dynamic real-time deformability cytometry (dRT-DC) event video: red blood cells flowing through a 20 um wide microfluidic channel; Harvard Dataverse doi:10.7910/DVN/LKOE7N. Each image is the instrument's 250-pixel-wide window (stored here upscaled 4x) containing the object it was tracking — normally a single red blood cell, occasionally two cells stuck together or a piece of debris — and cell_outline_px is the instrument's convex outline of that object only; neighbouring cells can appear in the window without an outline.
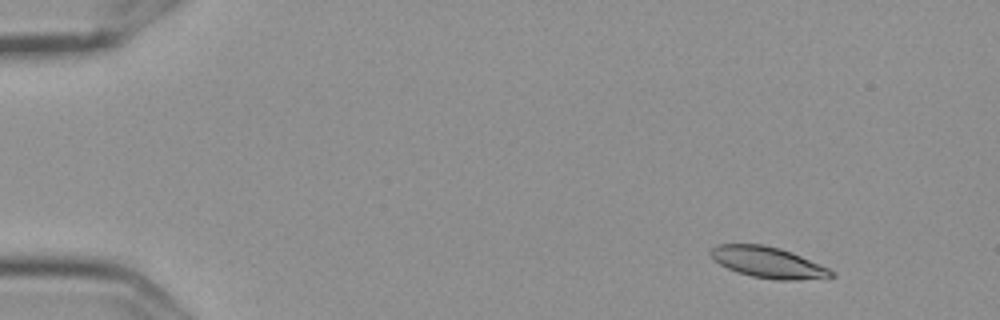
{"species": "Egyptian fruit bat (a non-hibernating species)", "species_latin": "Rousettus aegyptiacus", "temperature_condition": "cold", "stored_images_in_passage": 53, "camera_frame_rate_fps": 3000, "um_per_image_px": 0.085, "frame": {"image": 1, "passage_image": 2, "time_ms": 0.333, "image_size_px": [1000, 320], "cell_outline_px": [[836, 276], [796, 280], [776, 280], [752, 276], [736, 272], [720, 264], [708, 252], [712, 248], [720, 244], [764, 244], [780, 248], [792, 252], [828, 268], [836, 272]], "centroid_in_image_um": [65.29, 22.3], "position_along_channel_um": 19.7, "area_um2": 21.68}}
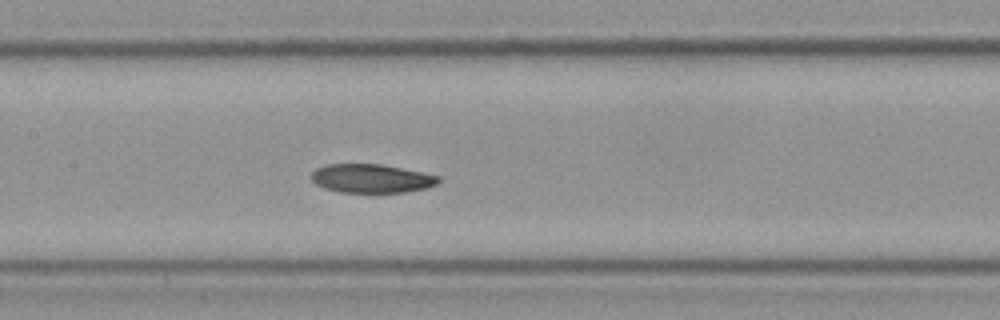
{"frame": {"image": 2, "passage_image": 24, "time_ms": 7.667, "image_size_px": [1000, 320], "cell_outline_px": [[440, 180], [436, 184], [424, 188], [404, 192], [340, 192], [324, 188], [316, 184], [312, 180], [312, 172], [316, 168], [328, 164], [380, 164], [440, 176]], "centroid_in_image_um": [31.54, 15.17], "position_along_channel_um": 175.9, "area_um2": 20.98}}
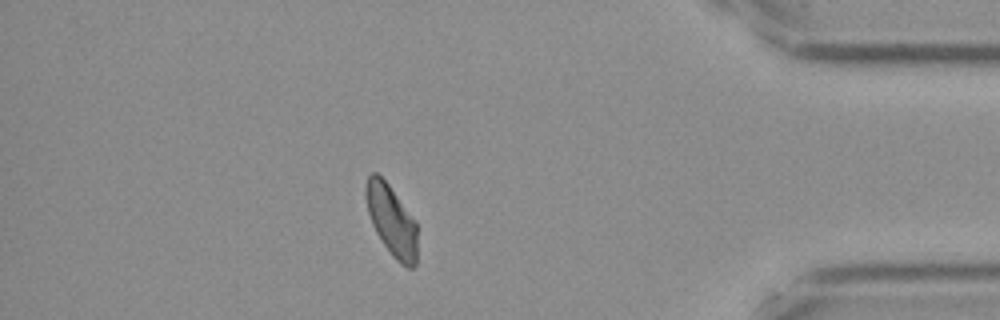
{"frame": {"image": 3, "passage_image": 46, "time_ms": 15.0, "image_size_px": [1000, 320], "cell_outline_px": [[416, 264], [412, 268], [408, 268], [400, 264], [392, 256], [376, 232], [372, 224], [368, 212], [364, 192], [364, 188], [368, 176], [372, 172], [376, 172], [388, 184], [416, 224]], "centroid_in_image_um": [33.25, 18.75], "position_along_channel_um": 402.0, "area_um2": 20.81}}